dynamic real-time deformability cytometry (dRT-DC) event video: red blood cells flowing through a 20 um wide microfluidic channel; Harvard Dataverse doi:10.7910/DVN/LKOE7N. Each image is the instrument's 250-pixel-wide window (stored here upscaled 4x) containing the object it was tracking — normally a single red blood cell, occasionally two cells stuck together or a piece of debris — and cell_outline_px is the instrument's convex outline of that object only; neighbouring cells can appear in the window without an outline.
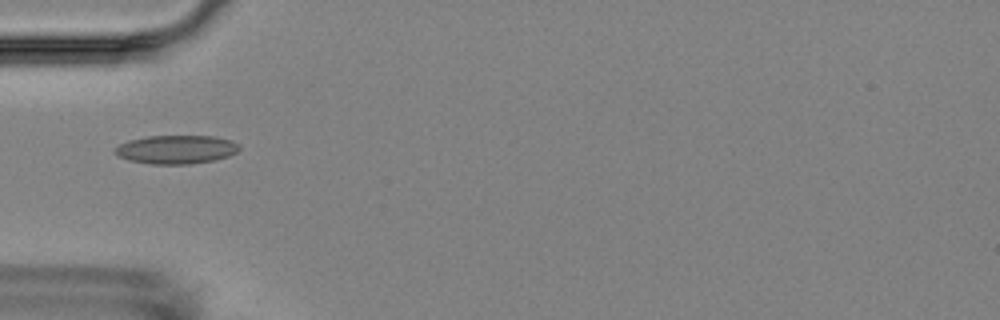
{"species": "Egyptian fruit bat (a non-hibernating species)", "species_latin": "Rousettus aegyptiacus", "temperature_condition": "room temperature", "stored_images_in_passage": 7, "camera_frame_rate_fps": 3000, "um_per_image_px": 0.085, "animal": {"sex": "female"}, "frame": {"image": 1, "passage_image": 5, "time_ms": 5.667, "image_size_px": [1000, 320], "cell_outline_px": [[240, 148], [236, 152], [228, 156], [216, 160], [188, 164], [148, 164], [128, 160], [116, 156], [112, 152], [120, 144], [128, 140], [148, 136], [216, 136], [232, 140], [240, 144]], "centroid_in_image_um": [14.97, 12.7], "position_along_channel_um": 70.0, "area_um2": 20.98}}